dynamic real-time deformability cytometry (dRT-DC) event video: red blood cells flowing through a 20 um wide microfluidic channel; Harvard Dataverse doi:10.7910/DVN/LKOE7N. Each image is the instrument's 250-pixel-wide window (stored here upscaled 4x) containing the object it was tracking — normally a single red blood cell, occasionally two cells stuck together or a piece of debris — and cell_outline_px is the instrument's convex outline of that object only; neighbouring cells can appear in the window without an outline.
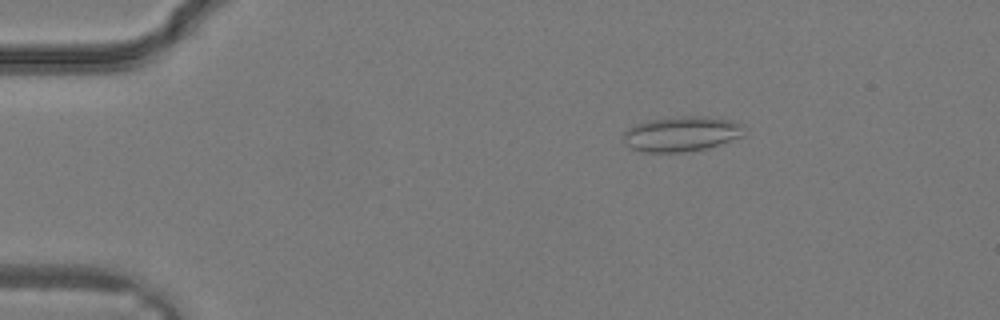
{"species": "common noctule bat (a hibernating species)", "species_latin": "Nyctalus noctula", "temperature_condition": "warm", "stored_images_in_passage": 29, "camera_frame_rate_fps": 3000, "um_per_image_px": 0.085, "animal": {"sex": "male", "body_mass_g": 19.2, "forearm_length_mm": 51.8}, "frame": {"image": 1, "passage_image": 2, "time_ms": 0.333, "image_size_px": [1000, 320], "cell_outline_px": [[744, 136], [708, 148], [684, 152], [644, 152], [632, 148], [624, 144], [624, 132], [628, 128], [636, 124], [648, 120], [680, 116], [704, 116], [728, 120], [740, 124]], "centroid_in_image_um": [57.89, 11.39], "position_along_channel_um": 27.1, "area_um2": 24.51}}
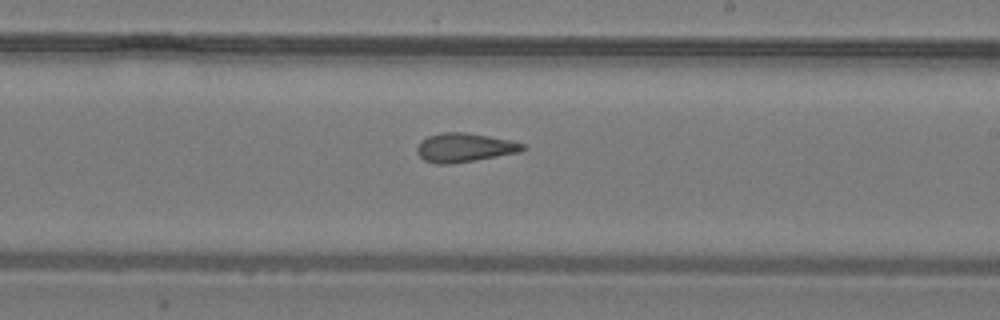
{"frame": {"image": 2, "passage_image": 16, "time_ms": 5.0, "image_size_px": [1000, 320], "cell_outline_px": [[528, 148], [520, 152], [476, 160], [448, 164], [436, 164], [424, 160], [416, 152], [416, 148], [420, 140], [428, 136], [440, 132], [464, 132], [488, 136], [508, 140], [524, 144]], "centroid_in_image_um": [39.45, 12.54], "position_along_channel_um": 249.5, "area_um2": 17.86}}
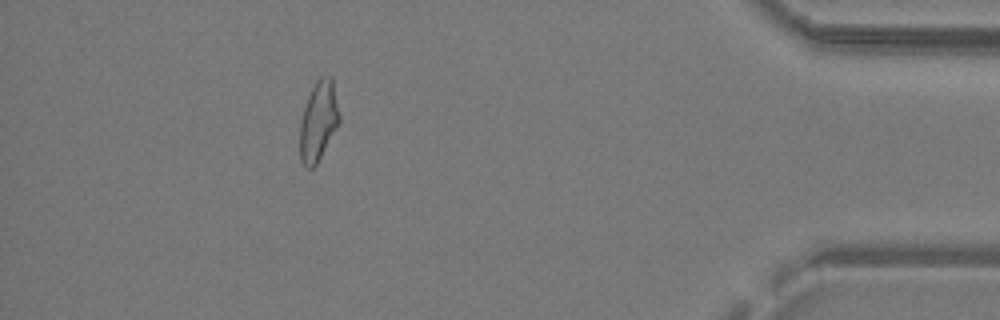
{"frame": {"image": 3, "passage_image": 26, "time_ms": 8.333, "image_size_px": [1000, 320], "cell_outline_px": [[340, 120], [336, 128], [316, 164], [312, 168], [304, 168], [300, 160], [300, 124], [304, 108], [308, 96], [316, 80], [320, 76], [332, 76], [340, 116]], "centroid_in_image_um": [27.06, 10.28], "position_along_channel_um": 408.1, "area_um2": 18.15}}